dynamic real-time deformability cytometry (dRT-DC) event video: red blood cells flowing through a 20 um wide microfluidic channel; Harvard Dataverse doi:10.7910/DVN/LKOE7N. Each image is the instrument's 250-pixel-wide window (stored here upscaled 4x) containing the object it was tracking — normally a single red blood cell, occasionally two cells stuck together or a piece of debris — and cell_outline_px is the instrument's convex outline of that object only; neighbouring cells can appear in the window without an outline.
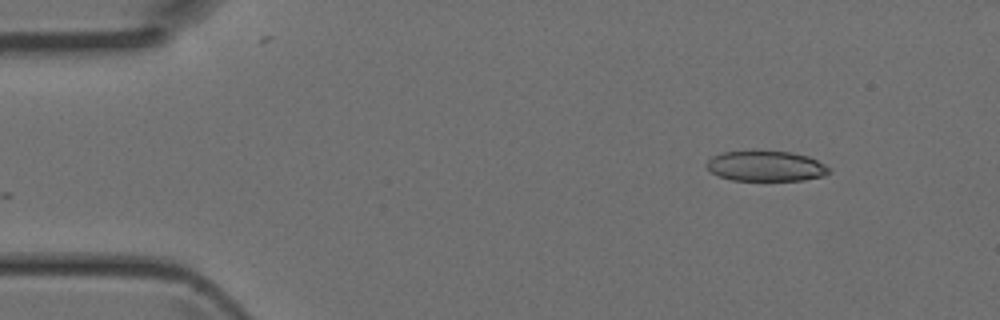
{"species": "Egyptian fruit bat (a non-hibernating species)", "species_latin": "Rousettus aegyptiacus", "temperature_condition": "room temperature", "stored_images_in_passage": 2, "camera_frame_rate_fps": 3000, "um_per_image_px": 0.085, "animal": {"sex": "female"}, "frame": {"image": 1, "passage_image": 2, "time_ms": 0.333, "image_size_px": [1000, 320], "cell_outline_px": [[832, 172], [824, 176], [804, 180], [732, 180], [716, 176], [704, 164], [712, 156], [724, 152], [752, 148], [756, 148], [792, 152], [808, 156], [832, 168]], "centroid_in_image_um": [65.09, 14.07], "position_along_channel_um": 19.9, "area_um2": 22.6}}